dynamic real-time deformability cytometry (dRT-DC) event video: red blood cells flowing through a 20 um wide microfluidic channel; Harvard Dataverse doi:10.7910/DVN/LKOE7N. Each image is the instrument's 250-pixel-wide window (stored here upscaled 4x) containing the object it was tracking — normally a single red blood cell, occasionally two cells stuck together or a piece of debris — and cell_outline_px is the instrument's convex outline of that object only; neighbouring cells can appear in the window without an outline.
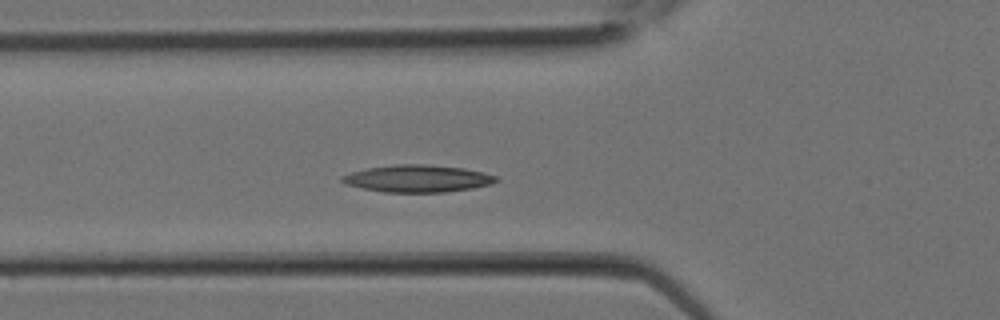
{"species": "Egyptian fruit bat (a non-hibernating species)", "species_latin": "Rousettus aegyptiacus", "temperature_condition": "room temperature", "stored_images_in_passage": 10, "camera_frame_rate_fps": 3000, "um_per_image_px": 0.085, "animal": {"sex": "female"}, "frame": {"image": 1, "passage_image": 5, "time_ms": 1.333, "image_size_px": [1000, 320], "cell_outline_px": [[500, 180], [492, 184], [472, 188], [444, 192], [384, 192], [364, 188], [348, 184], [340, 180], [340, 176], [352, 172], [368, 168], [396, 164], [424, 164], [464, 168], [484, 172], [496, 176]], "centroid_in_image_um": [35.54, 15.17], "position_along_channel_um": 90.3, "area_um2": 24.28}}
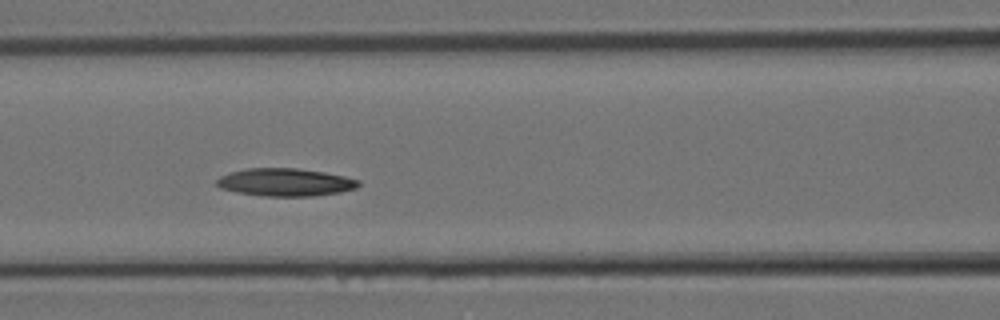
{"frame": {"image": 2, "passage_image": 7, "time_ms": 2.0, "image_size_px": [1000, 320], "cell_outline_px": [[360, 184], [356, 188], [340, 192], [312, 196], [264, 196], [236, 192], [220, 188], [216, 184], [216, 180], [220, 176], [228, 172], [244, 168], [296, 168], [324, 172], [344, 176], [360, 180]], "centroid_in_image_um": [24.22, 15.48], "position_along_channel_um": 142.4, "area_um2": 23.06}}
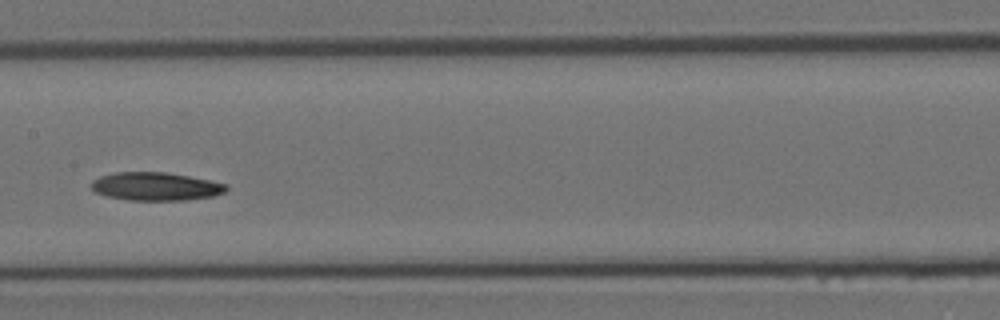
{"frame": {"image": 3, "passage_image": 9, "time_ms": 2.667, "image_size_px": [1000, 320], "cell_outline_px": [[228, 188], [224, 192], [216, 196], [188, 200], [128, 200], [104, 196], [96, 192], [92, 188], [92, 180], [100, 176], [116, 172], [164, 172], [188, 176], [228, 184]], "centroid_in_image_um": [13.25, 15.85], "position_along_channel_um": 194.2, "area_um2": 22.25}}